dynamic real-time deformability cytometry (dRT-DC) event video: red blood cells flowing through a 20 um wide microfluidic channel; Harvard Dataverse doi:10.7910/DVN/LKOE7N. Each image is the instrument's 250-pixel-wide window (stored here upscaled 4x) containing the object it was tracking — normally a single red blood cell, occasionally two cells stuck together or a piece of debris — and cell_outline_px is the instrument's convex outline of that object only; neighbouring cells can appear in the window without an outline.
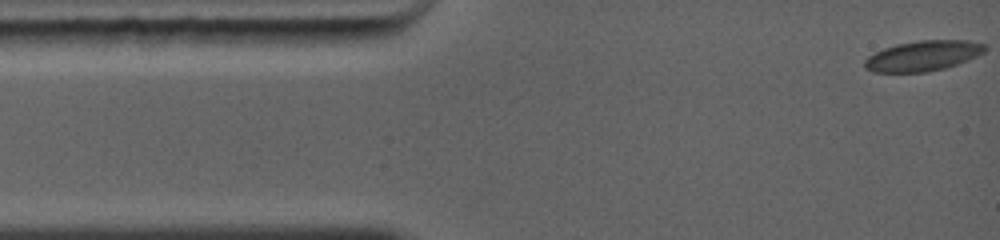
{"species": "common noctule bat (a hibernating species)", "species_latin": "Nyctalus noctula", "temperature_condition": "warm", "stored_images_in_passage": 46, "camera_frame_rate_fps": 5000, "um_per_image_px": 0.085, "animal": {"sex": "female", "body_mass_g": 19.0, "forearm_length_mm": 56.7}, "frame": {"image": 1, "passage_image": 1, "time_ms": 0.0, "image_size_px": [1000, 240], "cell_outline_px": [[984, 52], [964, 60], [940, 68], [924, 72], [876, 72], [868, 68], [864, 64], [864, 60], [868, 56], [884, 48], [900, 44], [920, 40], [964, 40], [984, 44]], "centroid_in_image_um": [78.39, 4.73], "position_along_channel_um": 6.6, "area_um2": 20.35}}
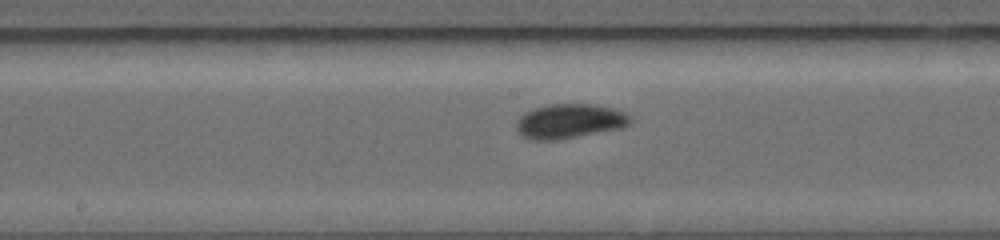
{"frame": {"image": 2, "passage_image": 20, "time_ms": 6.2, "image_size_px": [1000, 240], "cell_outline_px": [[628, 120], [620, 128], [556, 140], [528, 140], [520, 132], [520, 120], [528, 112], [536, 108], [552, 104], [592, 104], [612, 108], [628, 116]], "centroid_in_image_um": [48.4, 10.3], "position_along_channel_um": 199.8, "area_um2": 21.68}}
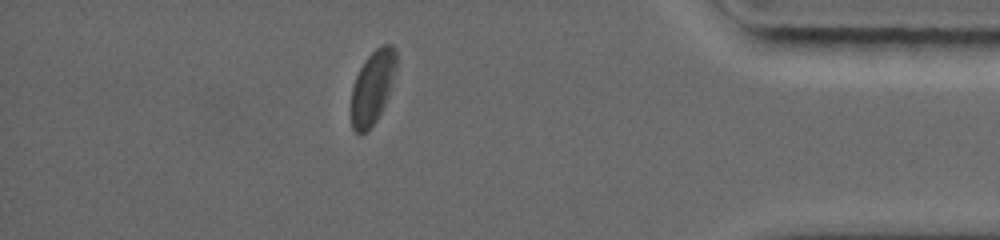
{"frame": {"image": 3, "passage_image": 40, "time_ms": 11.8, "image_size_px": [1000, 240], "cell_outline_px": [[396, 64], [384, 104], [376, 120], [360, 136], [352, 128], [348, 108], [352, 88], [356, 76], [364, 60], [380, 44], [392, 44], [396, 48]], "centroid_in_image_um": [31.59, 7.42], "position_along_channel_um": 403.6, "area_um2": 19.31}, "authors_computed_cell_mechanics": {"area_um2": 20.3456, "velocity_mm_per_s": 4.3093, "shape_relaxation_time_tau1_ms": 3.5125, "shape_relaxation_time_tau2_ms": null, "deformation_change_tau1": 0.126, "deformation_change_tau2": null}}